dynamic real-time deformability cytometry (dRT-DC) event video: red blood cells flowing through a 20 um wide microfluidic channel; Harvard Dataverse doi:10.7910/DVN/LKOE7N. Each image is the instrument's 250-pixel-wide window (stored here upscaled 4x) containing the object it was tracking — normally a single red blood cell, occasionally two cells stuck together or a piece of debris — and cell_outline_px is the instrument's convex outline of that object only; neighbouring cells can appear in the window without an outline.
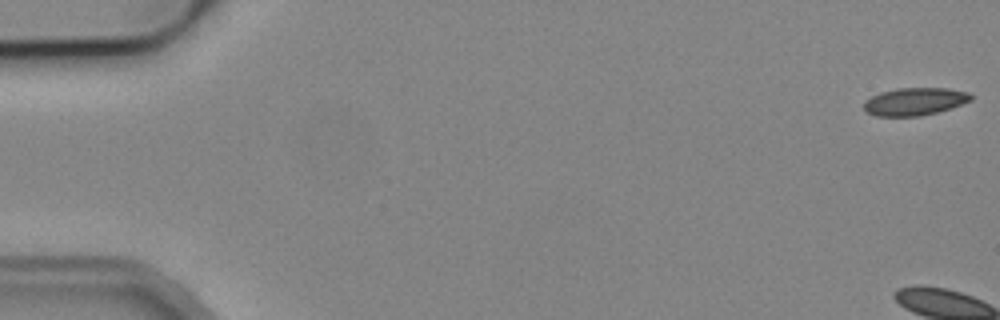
{"species": "common noctule bat (a hibernating species)", "species_latin": "Nyctalus noctula", "temperature_condition": "cold", "stored_images_in_passage": 5, "camera_frame_rate_fps": 3000, "um_per_image_px": 0.085, "animal": {"sex": "male", "body_mass_g": 19.2, "forearm_length_mm": 51.8}, "frame": {"image": 1, "passage_image": 1, "time_ms": 0.0, "image_size_px": [1000, 320], "cell_outline_px": [[972, 100], [936, 112], [920, 116], [876, 116], [864, 112], [864, 100], [880, 92], [896, 88], [948, 88], [968, 92], [972, 96]], "centroid_in_image_um": [77.7, 8.62], "position_along_channel_um": 7.3, "area_um2": 17.22}}
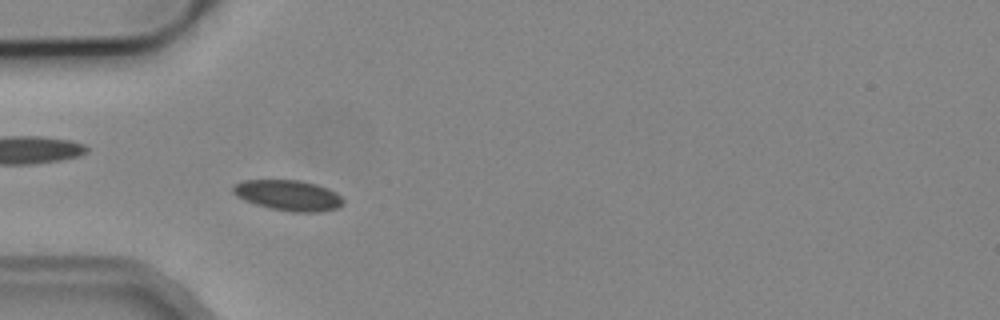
{"frame": {"image": 2, "passage_image": 4, "time_ms": 6.0, "image_size_px": [1000, 320], "cell_outline_px": [[344, 204], [336, 208], [320, 212], [292, 212], [272, 208], [256, 204], [244, 200], [236, 196], [232, 192], [232, 188], [236, 184], [244, 180], [300, 180], [316, 184], [328, 188], [336, 192], [344, 200]], "centroid_in_image_um": [24.52, 16.6], "position_along_channel_um": 60.5, "area_um2": 19.59}}